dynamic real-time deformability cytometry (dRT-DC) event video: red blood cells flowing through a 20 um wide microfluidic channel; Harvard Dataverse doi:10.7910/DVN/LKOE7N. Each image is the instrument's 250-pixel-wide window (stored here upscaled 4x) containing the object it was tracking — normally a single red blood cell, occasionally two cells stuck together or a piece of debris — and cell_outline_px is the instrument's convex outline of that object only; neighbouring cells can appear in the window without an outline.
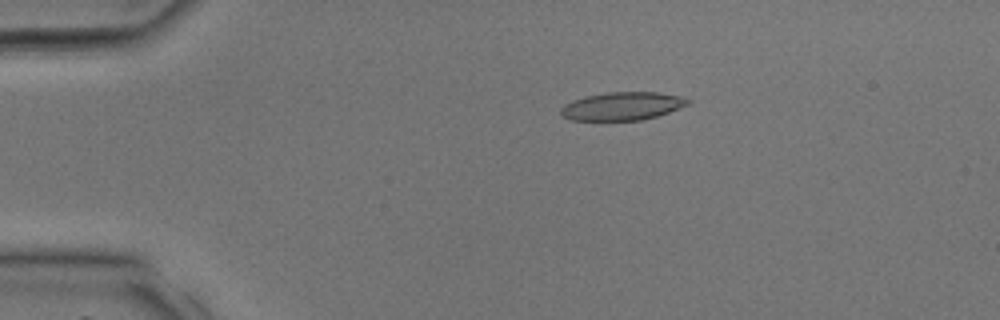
{"species": "common noctule bat (a hibernating species)", "species_latin": "Nyctalus noctula", "temperature_condition": "room temperature", "stored_images_in_passage": 35, "camera_frame_rate_fps": 3000, "um_per_image_px": 0.085, "animal": {"sex": "male", "body_mass_g": 17.9, "forearm_length_mm": 54.2}, "frame": {"image": 1, "passage_image": 7, "time_ms": 2.0, "image_size_px": [1000, 320], "cell_outline_px": [[692, 100], [688, 104], [668, 112], [644, 120], [572, 120], [564, 116], [560, 112], [560, 108], [564, 104], [572, 100], [588, 96], [608, 92], [660, 92], [684, 96]], "centroid_in_image_um": [52.93, 9.01], "position_along_channel_um": 32.1, "area_um2": 20.81}}
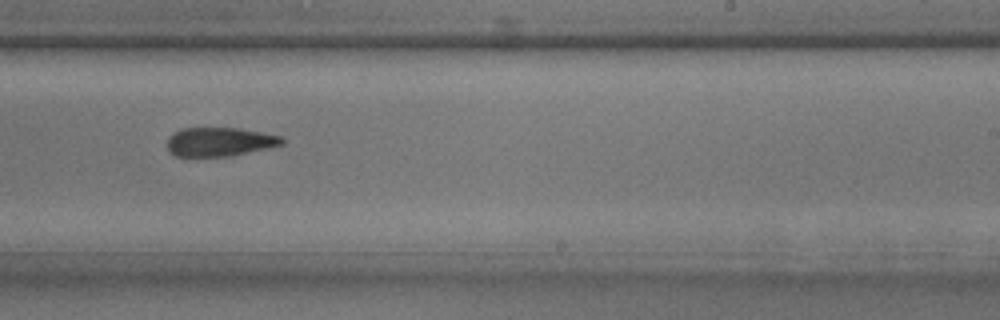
{"frame": {"image": 2, "passage_image": 22, "time_ms": 7.0, "image_size_px": [1000, 320], "cell_outline_px": [[284, 144], [228, 156], [176, 156], [168, 152], [168, 136], [172, 132], [180, 128], [236, 128], [260, 132], [280, 136], [284, 140]], "centroid_in_image_um": [18.6, 12.04], "position_along_channel_um": 270.4, "area_um2": 19.13}}
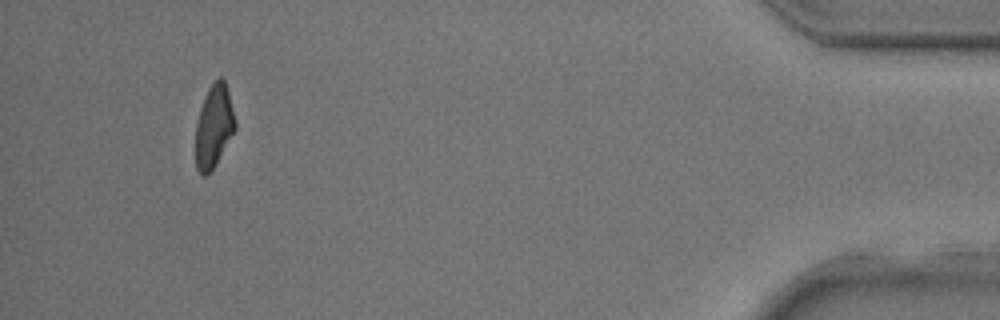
{"frame": {"image": 3, "passage_image": 33, "time_ms": 10.667, "image_size_px": [1000, 320], "cell_outline_px": [[236, 128], [216, 164], [208, 176], [200, 176], [196, 168], [196, 124], [200, 108], [204, 96], [208, 88], [220, 76], [224, 80], [228, 92], [236, 120]], "centroid_in_image_um": [18.17, 10.77], "position_along_channel_um": 417.0, "area_um2": 19.13}}